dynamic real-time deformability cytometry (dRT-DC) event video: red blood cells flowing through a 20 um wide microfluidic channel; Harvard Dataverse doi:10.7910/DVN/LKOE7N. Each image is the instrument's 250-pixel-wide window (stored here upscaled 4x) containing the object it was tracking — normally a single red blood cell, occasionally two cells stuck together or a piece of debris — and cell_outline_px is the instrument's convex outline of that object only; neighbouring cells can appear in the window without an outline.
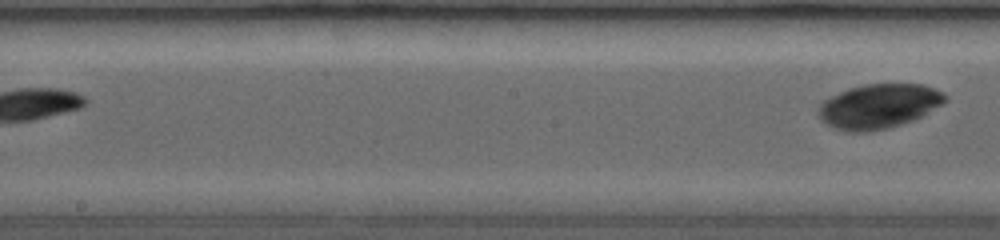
{"species": "common noctule bat (a hibernating species)", "species_latin": "Nyctalus noctula", "temperature_condition": "room temperature", "stored_images_in_passage": 14, "camera_frame_rate_fps": 3500, "um_per_image_px": 0.085, "animal": {"sex": "female", "body_mass_g": 19.0, "forearm_length_mm": 53.3}, "frame": {"image": 1, "passage_image": 14, "time_ms": 5.143, "image_size_px": [1000, 240], "cell_outline_px": [[944, 100], [940, 104], [920, 116], [912, 120], [888, 128], [868, 132], [844, 132], [832, 128], [820, 116], [820, 108], [824, 100], [848, 88], [864, 84], [920, 84], [932, 88], [940, 92], [944, 96]], "centroid_in_image_um": [74.64, 9.04], "position_along_channel_um": 173.6, "area_um2": 32.08}}